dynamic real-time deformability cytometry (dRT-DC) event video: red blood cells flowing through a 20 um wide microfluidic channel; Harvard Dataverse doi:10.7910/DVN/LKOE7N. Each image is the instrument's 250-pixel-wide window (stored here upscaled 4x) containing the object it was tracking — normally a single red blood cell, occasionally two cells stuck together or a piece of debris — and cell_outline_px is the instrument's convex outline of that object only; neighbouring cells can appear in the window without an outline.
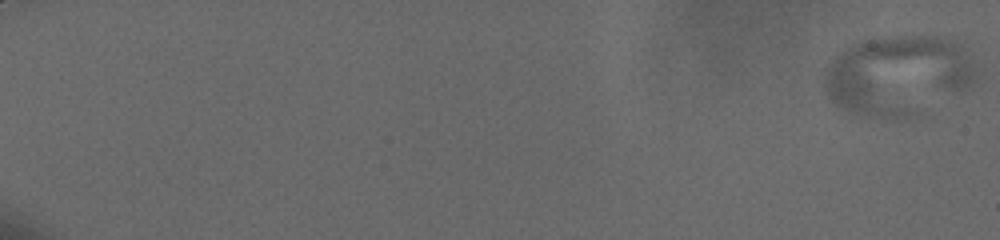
{"species": "human", "species_latin": "Homo sapiens", "temperature_condition": "cold", "stored_images_in_passage": 53, "camera_frame_rate_fps": 3000, "um_per_image_px": 0.085, "donor": {"sex": "male"}, "frame": {"image": 1, "passage_image": 1, "time_ms": 0.0, "image_size_px": [1000, 240], "cell_outline_px": [[976, 80], [972, 84], [964, 88], [912, 112], [896, 116], [868, 116], [848, 112], [840, 108], [828, 100], [824, 88], [824, 68], [840, 52], [852, 44], [860, 40], [880, 36], [956, 36], [964, 40], [972, 52]], "centroid_in_image_um": [76.32, 6.27], "position_along_channel_um": 8.7, "area_um2": 70.57}}